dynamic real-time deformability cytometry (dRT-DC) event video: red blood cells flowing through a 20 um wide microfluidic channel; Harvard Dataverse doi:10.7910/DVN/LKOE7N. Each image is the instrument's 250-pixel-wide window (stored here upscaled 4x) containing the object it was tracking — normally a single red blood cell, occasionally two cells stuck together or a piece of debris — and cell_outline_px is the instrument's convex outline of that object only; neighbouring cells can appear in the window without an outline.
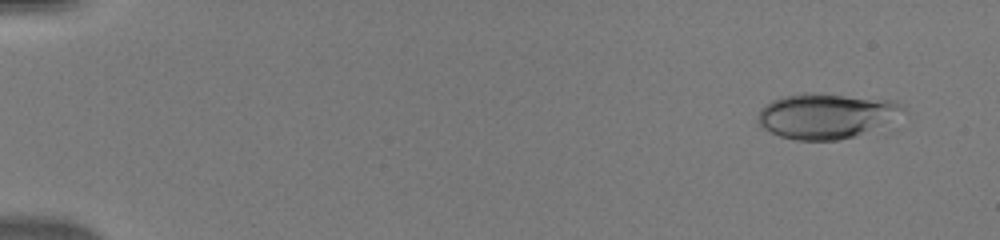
{"species": "human", "species_latin": "Homo sapiens", "temperature_condition": "warm", "stored_images_in_passage": 49, "camera_frame_rate_fps": 3000, "um_per_image_px": 0.085, "donor": {"sex": "male"}, "frame": {"image": 1, "passage_image": 3, "time_ms": 0.667, "image_size_px": [1000, 240], "cell_outline_px": [[908, 108], [856, 136], [840, 140], [796, 140], [780, 136], [760, 128], [756, 124], [756, 116], [760, 108], [772, 100], [784, 96], [804, 92], [896, 100]], "centroid_in_image_um": [70.08, 9.84], "position_along_channel_um": 14.9, "area_um2": 37.8}}
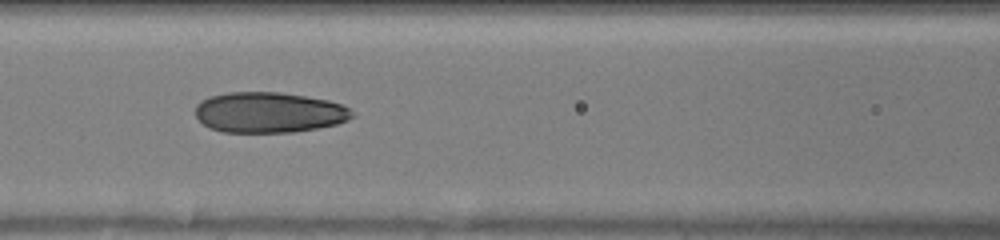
{"frame": {"image": 2, "passage_image": 23, "time_ms": 7.333, "image_size_px": [1000, 240], "cell_outline_px": [[356, 116], [348, 120], [336, 124], [316, 128], [292, 132], [224, 132], [212, 128], [204, 124], [196, 116], [196, 104], [200, 100], [208, 96], [228, 92], [280, 92], [328, 100], [340, 104], [356, 112]], "centroid_in_image_um": [22.87, 9.55], "position_along_channel_um": 143.7, "area_um2": 37.11}}
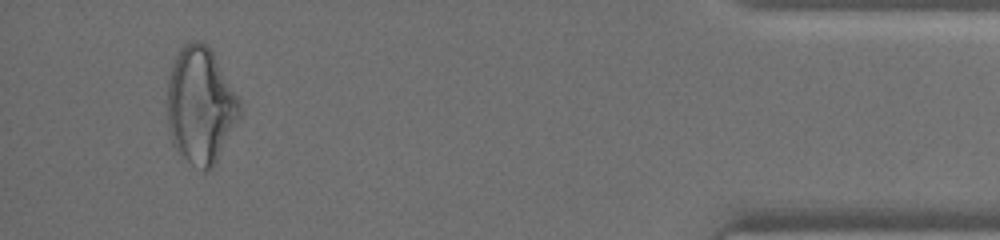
{"frame": {"image": 3, "passage_image": 47, "time_ms": 15.333, "image_size_px": [1000, 240], "cell_outline_px": [[240, 112], [216, 164], [212, 168], [204, 172], [192, 164], [172, 144], [168, 128], [168, 80], [172, 64], [176, 56], [184, 44], [192, 40], [200, 40], [212, 52], [240, 100]], "centroid_in_image_um": [17.02, 8.97], "position_along_channel_um": 418.2, "area_um2": 48.49}}